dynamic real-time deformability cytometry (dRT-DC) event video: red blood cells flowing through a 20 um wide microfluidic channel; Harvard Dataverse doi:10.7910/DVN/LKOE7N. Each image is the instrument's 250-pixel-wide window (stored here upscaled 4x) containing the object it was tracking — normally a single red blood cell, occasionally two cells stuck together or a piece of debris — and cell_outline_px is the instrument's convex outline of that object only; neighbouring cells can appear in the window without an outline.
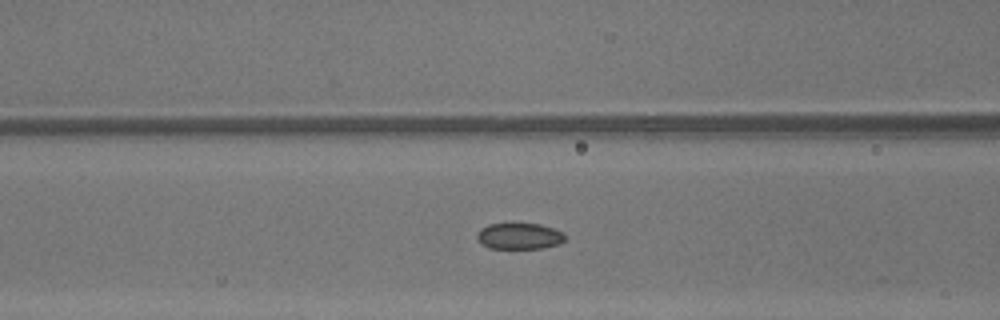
{"species": "common noctule bat (a hibernating species)", "species_latin": "Nyctalus noctula", "temperature_condition": "warm", "stored_images_in_passage": 21, "camera_frame_rate_fps": 3000, "um_per_image_px": 0.085, "animal": {"sex": "male", "body_mass_g": 13.3}, "frame": {"image": 1, "passage_image": 8, "time_ms": 2.333, "image_size_px": [1000, 320], "cell_outline_px": [[564, 240], [556, 244], [544, 248], [488, 248], [476, 236], [476, 232], [480, 228], [488, 224], [540, 224], [564, 232]], "centroid_in_image_um": [44.12, 20.06], "position_along_channel_um": 122.5, "area_um2": 13.24}}
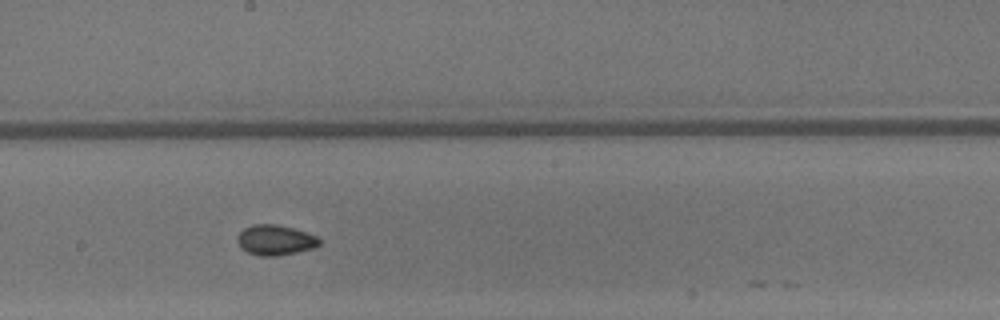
{"frame": {"image": 2, "passage_image": 15, "time_ms": 4.667, "image_size_px": [1000, 320], "cell_outline_px": [[320, 244], [312, 248], [296, 252], [276, 256], [260, 256], [248, 252], [240, 248], [236, 240], [236, 236], [244, 228], [252, 224], [276, 224], [308, 232], [320, 236]], "centroid_in_image_um": [23.39, 20.39], "position_along_channel_um": 224.8, "area_um2": 14.62}}
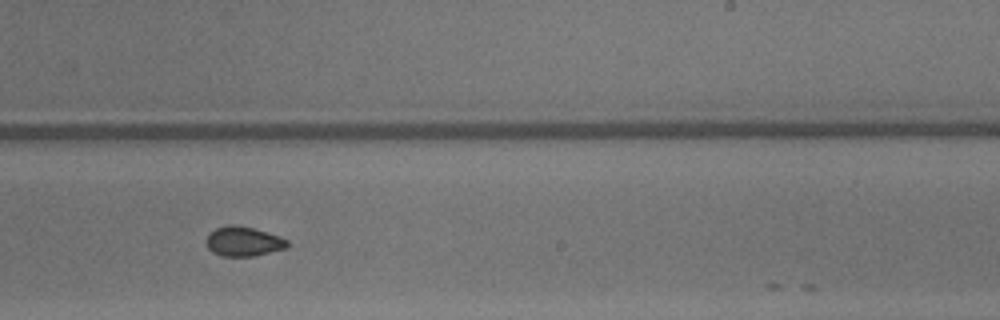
{"frame": {"image": 3, "passage_image": 18, "time_ms": 5.667, "image_size_px": [1000, 320], "cell_outline_px": [[288, 248], [252, 256], [220, 256], [212, 252], [208, 248], [204, 240], [208, 232], [216, 228], [232, 224], [252, 228], [280, 236], [288, 240]], "centroid_in_image_um": [20.65, 20.52], "position_along_channel_um": 268.3, "area_um2": 14.1}}